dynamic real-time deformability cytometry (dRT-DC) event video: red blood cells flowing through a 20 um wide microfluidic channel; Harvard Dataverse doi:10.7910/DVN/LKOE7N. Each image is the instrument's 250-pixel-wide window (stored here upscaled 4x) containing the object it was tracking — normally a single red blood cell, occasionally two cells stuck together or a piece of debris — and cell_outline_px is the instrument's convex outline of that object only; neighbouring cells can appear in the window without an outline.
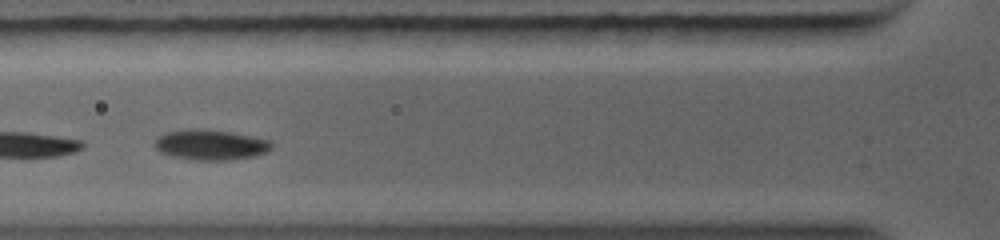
{"species": "common noctule bat (a hibernating species)", "species_latin": "Nyctalus noctula", "temperature_condition": "warm", "stored_images_in_passage": 18, "camera_frame_rate_fps": 5000, "um_per_image_px": 0.085, "animal": {"sex": "female", "body_mass_g": 19.0, "forearm_length_mm": 56.7}, "frame": {"image": 1, "passage_image": 3, "time_ms": 1.0, "image_size_px": [1000, 240], "cell_outline_px": [[268, 148], [260, 152], [248, 156], [216, 160], [208, 160], [184, 156], [168, 152], [160, 148], [156, 144], [156, 140], [160, 136], [172, 132], [224, 132], [244, 136], [260, 140], [268, 144]], "centroid_in_image_um": [17.87, 12.33], "position_along_channel_um": 107.9, "area_um2": 17.17}}
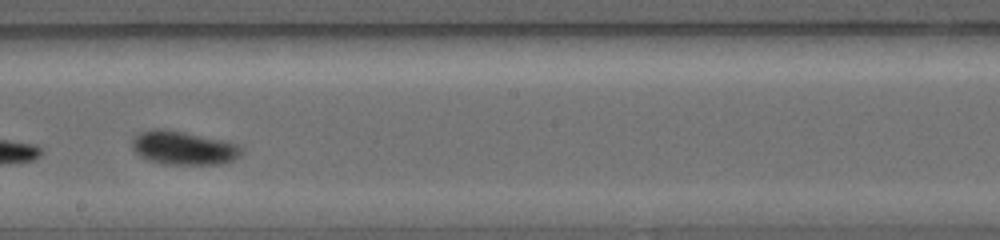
{"frame": {"image": 2, "passage_image": 8, "time_ms": 3.6, "image_size_px": [1000, 240], "cell_outline_px": [[236, 152], [228, 160], [212, 164], [200, 164], [160, 160], [148, 156], [136, 148], [136, 140], [140, 136], [148, 132], [176, 132], [224, 144], [232, 148]], "centroid_in_image_um": [15.55, 12.61], "position_along_channel_um": 232.7, "area_um2": 16.59}}
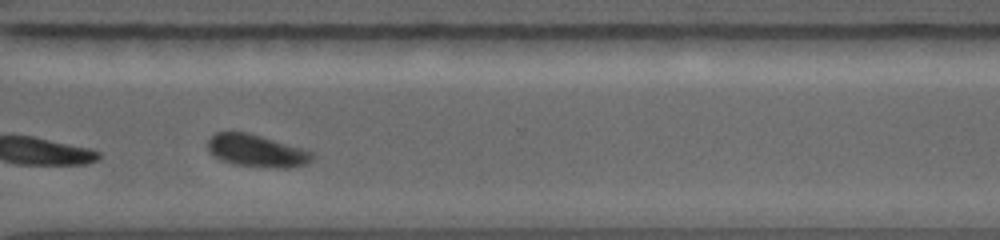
{"frame": {"image": 3, "passage_image": 13, "time_ms": 6.0, "image_size_px": [1000, 240], "cell_outline_px": [[308, 160], [300, 164], [284, 168], [244, 164], [228, 160], [220, 156], [208, 144], [208, 140], [216, 132], [244, 132], [304, 152], [308, 156]], "centroid_in_image_um": [21.67, 12.79], "position_along_channel_um": 348.9, "area_um2": 16.82}}